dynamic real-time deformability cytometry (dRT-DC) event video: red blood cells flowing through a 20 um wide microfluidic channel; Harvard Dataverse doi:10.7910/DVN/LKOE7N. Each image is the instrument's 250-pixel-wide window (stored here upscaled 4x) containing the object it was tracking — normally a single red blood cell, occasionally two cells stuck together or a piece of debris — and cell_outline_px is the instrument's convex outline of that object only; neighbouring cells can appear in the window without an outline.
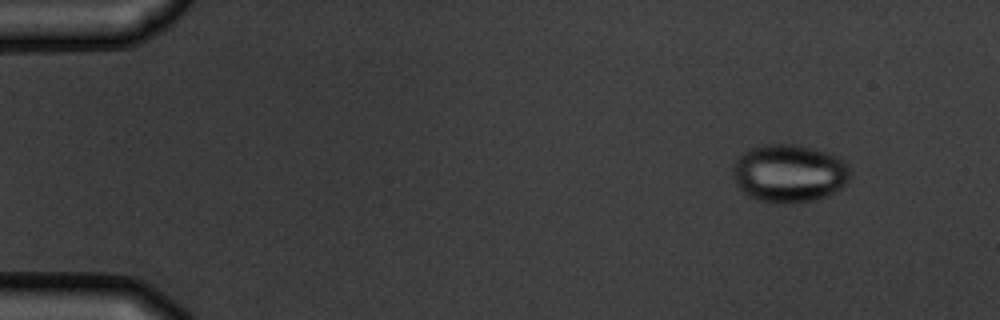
{"species": "common noctule bat (a hibernating species)", "species_latin": "Nyctalus noctula", "temperature_condition": "warm", "stored_images_in_passage": 4, "camera_frame_rate_fps": 3000, "um_per_image_px": 0.085, "animal": {"sex": "male", "body_mass_g": 19.5, "forearm_length_mm": 54.6}, "frame": {"image": 1, "passage_image": 1, "time_ms": 0.0, "image_size_px": [1000, 320], "cell_outline_px": [[852, 176], [848, 184], [824, 196], [812, 200], [780, 204], [776, 204], [756, 200], [748, 196], [736, 184], [732, 176], [732, 168], [736, 160], [748, 148], [764, 144], [796, 144], [816, 148], [840, 156], [848, 164], [852, 172]], "centroid_in_image_um": [67.1, 14.71], "position_along_channel_um": 17.9, "area_um2": 40.4}}